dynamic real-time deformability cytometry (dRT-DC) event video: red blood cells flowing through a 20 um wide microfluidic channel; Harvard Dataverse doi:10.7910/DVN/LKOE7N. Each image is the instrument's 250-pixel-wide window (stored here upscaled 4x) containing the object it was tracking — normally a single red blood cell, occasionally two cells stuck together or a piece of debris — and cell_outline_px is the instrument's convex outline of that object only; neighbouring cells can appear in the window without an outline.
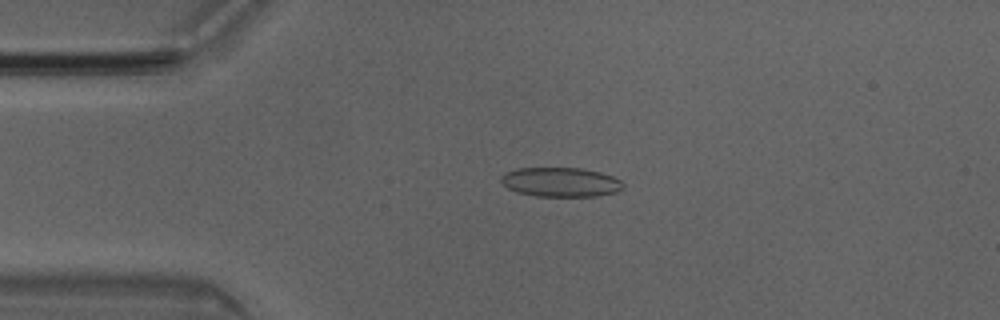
{"species": "Egyptian fruit bat (a non-hibernating species)", "species_latin": "Rousettus aegyptiacus", "temperature_condition": "room temperature", "stored_images_in_passage": 50, "camera_frame_rate_fps": 3000, "um_per_image_px": 0.085, "animal": {"sex": "male"}, "frame": {"image": 1, "passage_image": 11, "time_ms": 3.333, "image_size_px": [1000, 320], "cell_outline_px": [[624, 188], [616, 192], [596, 196], [536, 196], [516, 192], [508, 188], [500, 180], [500, 176], [504, 172], [516, 168], [580, 168], [600, 172], [612, 176], [620, 180], [624, 184]], "centroid_in_image_um": [47.64, 15.47], "position_along_channel_um": 37.4, "area_um2": 20.98}}
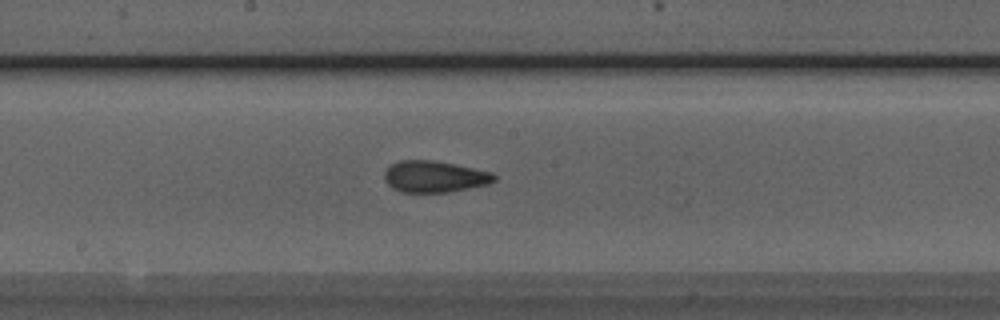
{"frame": {"image": 2, "passage_image": 26, "time_ms": 8.333, "image_size_px": [1000, 320], "cell_outline_px": [[496, 180], [488, 184], [448, 192], [400, 192], [392, 188], [384, 180], [384, 172], [392, 164], [400, 160], [432, 160], [492, 172], [496, 176]], "centroid_in_image_um": [36.91, 15.02], "position_along_channel_um": 211.3, "area_um2": 20.0}}
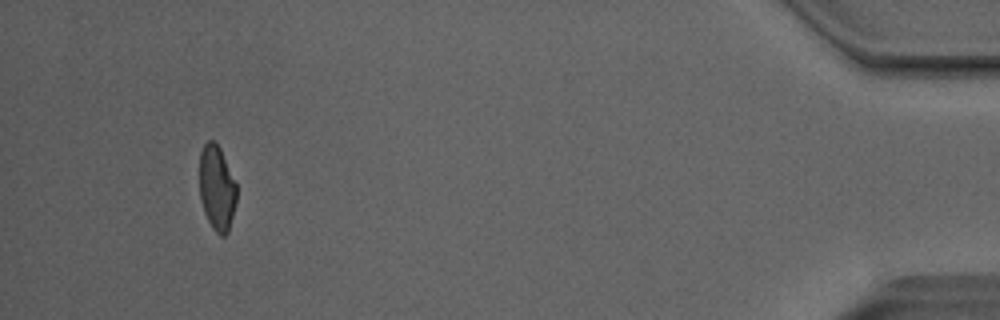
{"frame": {"image": 3, "passage_image": 47, "time_ms": 15.333, "image_size_px": [1000, 320], "cell_outline_px": [[236, 200], [228, 232], [224, 236], [220, 236], [212, 228], [204, 212], [200, 200], [200, 152], [204, 144], [208, 140], [216, 140], [220, 148], [236, 184]], "centroid_in_image_um": [18.42, 15.97], "position_along_channel_um": 416.8, "area_um2": 18.32}, "authors_computed_cell_mechanics": {"area_um2": 20.2011, "velocity_mm_per_s": 4.054, "shape_relaxation_time_tau1_ms": null, "shape_relaxation_time_tau2_ms": 1.4489, "deformation_change_tau1": null, "deformation_change_tau2": 0.088}}